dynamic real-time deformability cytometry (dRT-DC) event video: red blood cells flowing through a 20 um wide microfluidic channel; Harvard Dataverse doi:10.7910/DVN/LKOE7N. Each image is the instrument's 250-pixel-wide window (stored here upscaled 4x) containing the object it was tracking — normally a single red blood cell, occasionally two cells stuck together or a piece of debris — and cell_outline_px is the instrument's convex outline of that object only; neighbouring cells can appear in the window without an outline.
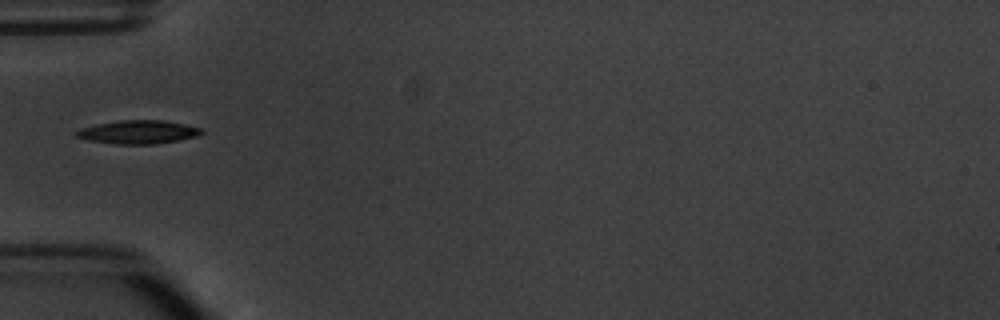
{"species": "common noctule bat (a hibernating species)", "species_latin": "Nyctalus noctula", "temperature_condition": "warm", "stored_images_in_passage": 2, "camera_frame_rate_fps": 3000, "um_per_image_px": 0.085, "animal": {"sex": "male", "body_mass_g": 20.1, "forearm_length_mm": 53.5}, "frame": {"image": 1, "passage_image": 1, "time_ms": 0.0, "image_size_px": [1000, 320], "cell_outline_px": [[204, 132], [196, 136], [176, 140], [152, 144], [116, 144], [88, 140], [76, 136], [76, 132], [80, 128], [96, 124], [120, 120], [164, 120], [184, 124], [200, 128]], "centroid_in_image_um": [11.72, 11.21], "position_along_channel_um": 73.3, "area_um2": 16.88}}